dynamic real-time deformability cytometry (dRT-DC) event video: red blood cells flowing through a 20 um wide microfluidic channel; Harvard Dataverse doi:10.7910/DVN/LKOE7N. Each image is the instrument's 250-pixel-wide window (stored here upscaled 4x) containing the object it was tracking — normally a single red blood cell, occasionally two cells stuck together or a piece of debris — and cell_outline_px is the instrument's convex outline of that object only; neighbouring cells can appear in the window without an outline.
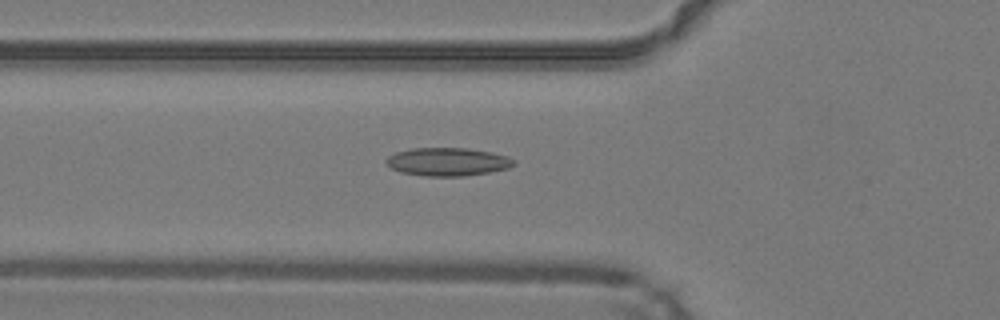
{"species": "common noctule bat (a hibernating species)", "species_latin": "Nyctalus noctula", "temperature_condition": "warm", "stored_images_in_passage": 45, "camera_frame_rate_fps": 3000, "um_per_image_px": 0.085, "animal": {"sex": "male", "body_mass_g": 19.2, "forearm_length_mm": 51.8}, "frame": {"image": 1, "passage_image": 14, "time_ms": 4.333, "image_size_px": [1000, 320], "cell_outline_px": [[516, 164], [508, 168], [488, 172], [464, 176], [424, 176], [400, 172], [392, 168], [384, 160], [388, 156], [396, 152], [412, 148], [468, 148], [492, 152], [508, 156], [516, 160]], "centroid_in_image_um": [38.07, 13.75], "position_along_channel_um": 87.7, "area_um2": 21.04}}
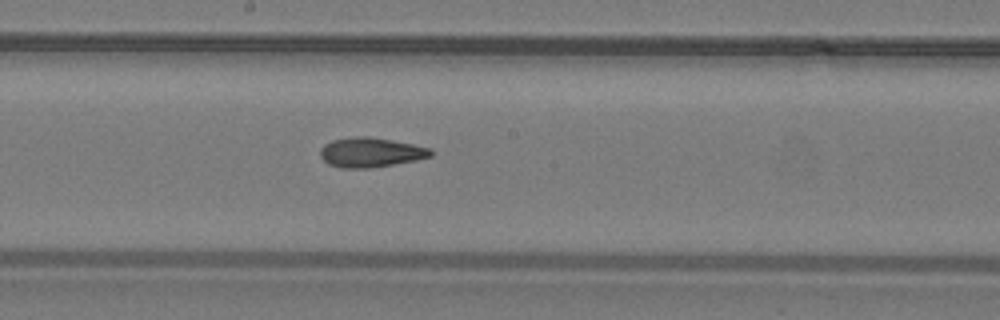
{"frame": {"image": 2, "passage_image": 23, "time_ms": 7.333, "image_size_px": [1000, 320], "cell_outline_px": [[436, 152], [432, 156], [416, 160], [368, 168], [340, 168], [328, 164], [320, 156], [320, 148], [324, 144], [332, 140], [356, 136], [368, 136], [392, 140], [432, 148]], "centroid_in_image_um": [31.52, 12.95], "position_along_channel_um": 216.7, "area_um2": 19.19}}
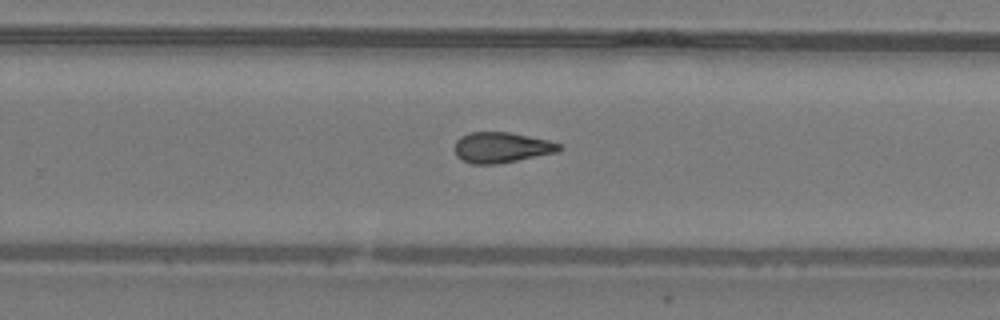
{"frame": {"image": 3, "passage_image": 28, "time_ms": 9.0, "image_size_px": [1000, 320], "cell_outline_px": [[564, 148], [560, 152], [496, 164], [472, 164], [456, 156], [452, 148], [456, 140], [460, 136], [468, 132], [508, 132], [548, 140], [560, 144]], "centroid_in_image_um": [42.61, 12.53], "position_along_channel_um": 287.2, "area_um2": 18.84}, "authors_computed_cell_mechanics": {"area_um2": 18.8428, "velocity_mm_per_s": 4.2686, "shape_relaxation_time_tau1_ms": null, "shape_relaxation_time_tau2_ms": 2.3289, "deformation_change_tau1": null, "deformation_change_tau2": 0.1045}}